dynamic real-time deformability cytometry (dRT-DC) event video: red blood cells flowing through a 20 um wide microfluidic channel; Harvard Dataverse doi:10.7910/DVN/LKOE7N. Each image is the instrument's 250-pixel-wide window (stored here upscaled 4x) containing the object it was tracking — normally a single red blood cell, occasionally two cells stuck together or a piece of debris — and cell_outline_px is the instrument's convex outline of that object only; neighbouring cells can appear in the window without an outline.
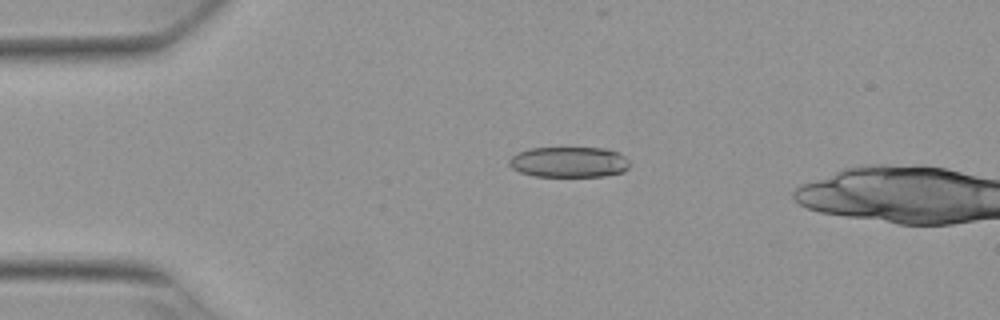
{"species": "Egyptian fruit bat (a non-hibernating species)", "species_latin": "Rousettus aegyptiacus", "temperature_condition": "warm", "stored_images_in_passage": 17, "camera_frame_rate_fps": 3000, "um_per_image_px": 0.085, "animal": {"sex": "female"}, "frame": {"image": 1, "passage_image": 12, "time_ms": 3.667, "image_size_px": [1000, 320], "cell_outline_px": [[628, 168], [624, 172], [604, 176], [532, 176], [520, 172], [512, 168], [508, 164], [508, 160], [516, 152], [528, 148], [604, 148], [616, 152], [624, 156], [628, 160]], "centroid_in_image_um": [48.32, 13.77], "position_along_channel_um": 36.7, "area_um2": 21.56}}